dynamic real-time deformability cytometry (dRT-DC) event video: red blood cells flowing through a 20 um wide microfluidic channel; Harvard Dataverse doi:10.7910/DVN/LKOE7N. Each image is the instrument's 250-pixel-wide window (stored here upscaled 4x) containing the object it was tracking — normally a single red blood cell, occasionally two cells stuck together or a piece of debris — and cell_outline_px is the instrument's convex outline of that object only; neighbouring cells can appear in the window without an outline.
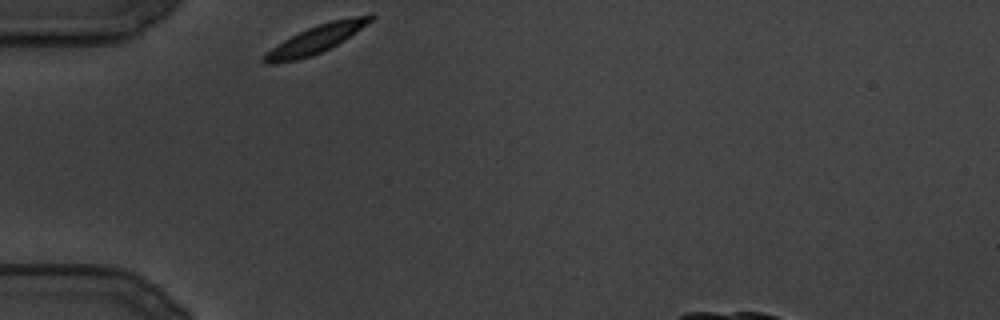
{"species": "common noctule bat (a hibernating species)", "species_latin": "Nyctalus noctula", "temperature_condition": "cold", "stored_images_in_passage": 9, "camera_frame_rate_fps": 3000, "um_per_image_px": 0.085, "animal": {"sex": "male", "body_mass_g": 19.5, "forearm_length_mm": 54.6}, "frame": {"image": 1, "passage_image": 1, "time_ms": 0.0, "image_size_px": [1000, 320], "cell_outline_px": [[376, 16], [372, 20], [356, 32], [344, 40], [312, 56], [296, 60], [272, 64], [264, 64], [260, 60], [272, 48], [284, 40], [308, 28], [332, 20], [372, 12]], "centroid_in_image_um": [26.9, 3.32], "position_along_channel_um": 58.1, "area_um2": 17.11}}